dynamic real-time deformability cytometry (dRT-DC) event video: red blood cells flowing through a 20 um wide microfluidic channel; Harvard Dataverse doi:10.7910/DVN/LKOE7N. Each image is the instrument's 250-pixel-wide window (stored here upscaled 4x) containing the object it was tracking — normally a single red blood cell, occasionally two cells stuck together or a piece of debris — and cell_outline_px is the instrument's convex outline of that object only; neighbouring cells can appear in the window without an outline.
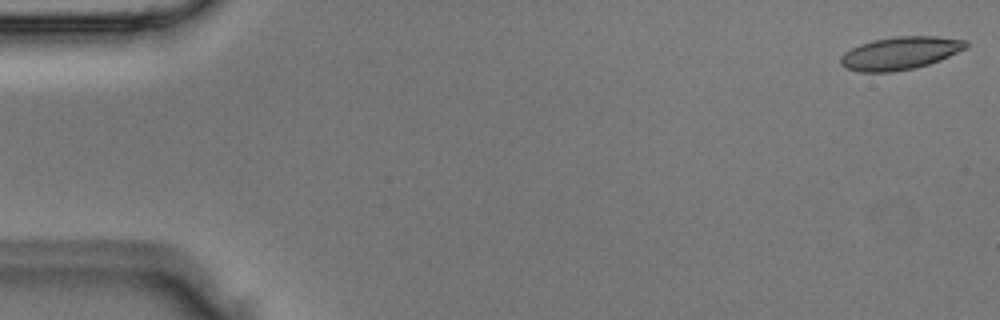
{"species": "Egyptian fruit bat (a non-hibernating species)", "species_latin": "Rousettus aegyptiacus", "temperature_condition": "room temperature", "stored_images_in_passage": 5, "segment_of_instrument_passage": [1, 2], "camera_frame_rate_fps": 3000, "um_per_image_px": 0.085, "animal": {"sex": "male"}, "frame": {"image": 1, "passage_image": 1, "time_ms": 0.0, "image_size_px": [1000, 320], "cell_outline_px": [[968, 48], [940, 60], [916, 68], [892, 72], [860, 72], [844, 68], [840, 64], [840, 56], [844, 52], [860, 44], [872, 40], [896, 36], [936, 36], [968, 40]], "centroid_in_image_um": [76.52, 4.52], "position_along_channel_um": 8.5, "area_um2": 24.28}}
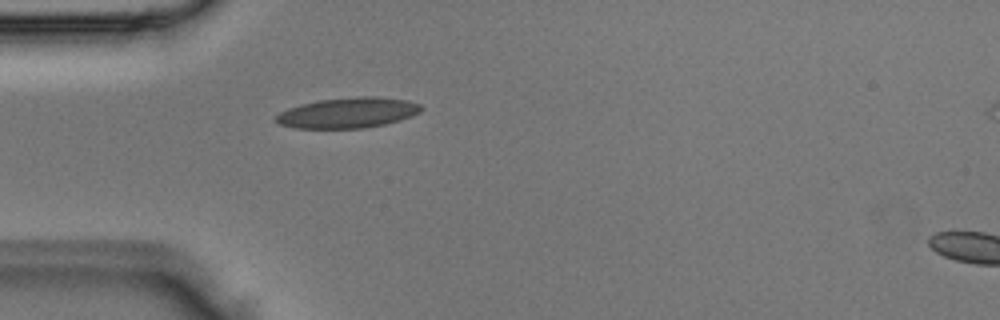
{"frame": {"image": 2, "passage_image": 4, "time_ms": 1.0, "image_size_px": [1000, 320], "cell_outline_px": [[424, 108], [420, 112], [412, 116], [400, 120], [384, 124], [364, 128], [296, 128], [280, 124], [276, 120], [276, 116], [280, 112], [288, 108], [300, 104], [320, 100], [356, 96], [376, 96], [408, 100], [420, 104]], "centroid_in_image_um": [29.61, 9.57], "position_along_channel_um": 55.4, "area_um2": 25.78}}